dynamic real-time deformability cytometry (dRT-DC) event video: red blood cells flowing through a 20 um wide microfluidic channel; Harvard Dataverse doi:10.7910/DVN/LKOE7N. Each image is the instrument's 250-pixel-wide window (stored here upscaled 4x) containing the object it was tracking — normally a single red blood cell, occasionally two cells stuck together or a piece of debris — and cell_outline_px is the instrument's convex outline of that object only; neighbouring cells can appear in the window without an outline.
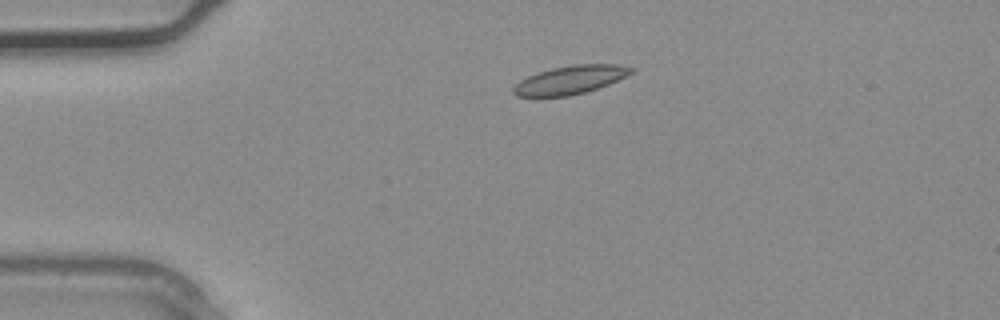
{"species": "common noctule bat (a hibernating species)", "species_latin": "Nyctalus noctula", "temperature_condition": "warm", "stored_images_in_passage": 2, "camera_frame_rate_fps": 3000, "um_per_image_px": 0.085, "animal": {"sex": "male", "body_mass_g": 20.4}, "frame": {"image": 1, "passage_image": 2, "time_ms": 0.333, "image_size_px": [1000, 320], "cell_outline_px": [[636, 68], [632, 72], [608, 84], [584, 92], [568, 96], [516, 96], [512, 92], [512, 88], [520, 80], [536, 72], [552, 68], [572, 64], [620, 64]], "centroid_in_image_um": [48.45, 6.77], "position_along_channel_um": 36.6, "area_um2": 19.36}}